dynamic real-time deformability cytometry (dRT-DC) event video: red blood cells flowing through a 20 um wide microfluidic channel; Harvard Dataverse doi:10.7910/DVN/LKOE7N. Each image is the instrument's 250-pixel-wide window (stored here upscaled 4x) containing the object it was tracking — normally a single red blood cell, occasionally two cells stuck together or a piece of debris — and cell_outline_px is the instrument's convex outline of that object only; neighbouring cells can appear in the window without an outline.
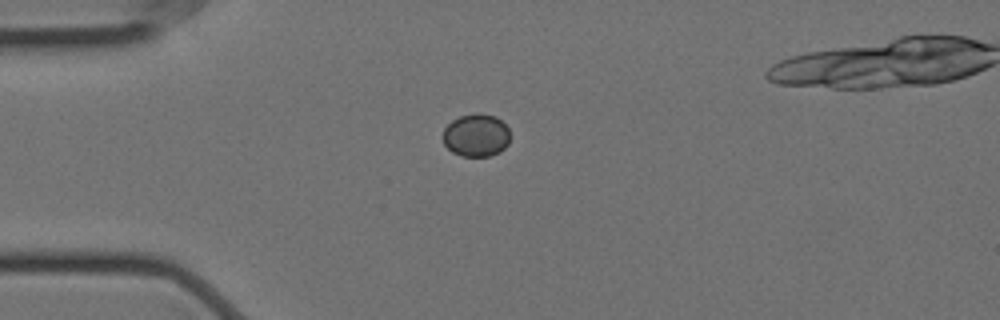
{"species": "Egyptian fruit bat (a non-hibernating species)", "species_latin": "Rousettus aegyptiacus", "temperature_condition": "cold", "stored_images_in_passage": 40, "camera_frame_rate_fps": 3000, "um_per_image_px": 0.085, "animal": {"sex": "female"}, "frame": {"image": 1, "passage_image": 1, "time_ms": 0.0, "image_size_px": [1000, 320], "cell_outline_px": [[508, 144], [500, 152], [488, 156], [460, 156], [452, 152], [444, 144], [444, 128], [452, 120], [460, 116], [476, 112], [480, 112], [496, 116], [508, 128]], "centroid_in_image_um": [40.47, 11.49], "position_along_channel_um": 44.5, "area_um2": 16.76}}
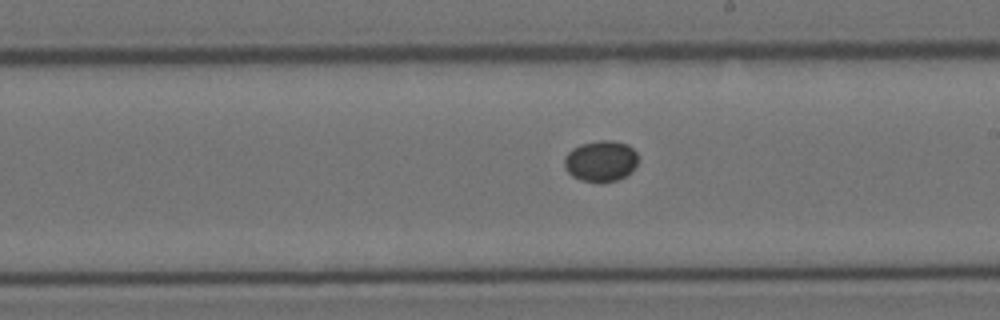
{"frame": {"image": 2, "passage_image": 19, "time_ms": 6.0, "image_size_px": [1000, 320], "cell_outline_px": [[636, 164], [632, 172], [616, 180], [580, 180], [572, 176], [564, 168], [564, 156], [572, 148], [580, 144], [600, 140], [612, 140], [628, 144], [636, 152]], "centroid_in_image_um": [51.04, 13.65], "position_along_channel_um": 238.0, "area_um2": 17.4}}
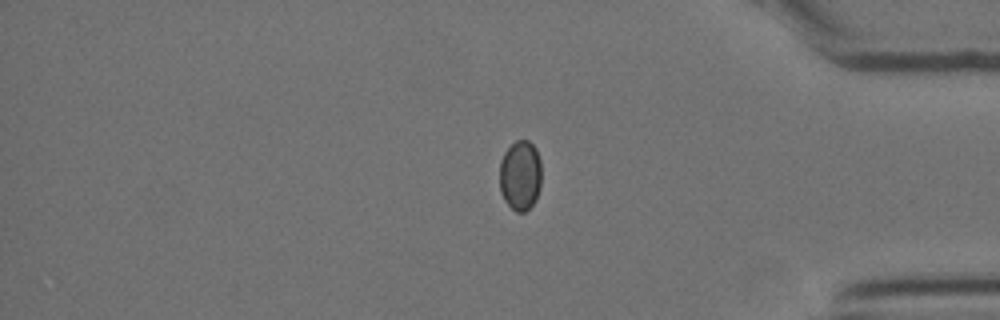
{"frame": {"image": 3, "passage_image": 34, "time_ms": 11.0, "image_size_px": [1000, 320], "cell_outline_px": [[540, 188], [536, 200], [524, 212], [516, 212], [504, 200], [500, 192], [500, 160], [504, 152], [516, 140], [528, 140], [536, 148], [540, 160]], "centroid_in_image_um": [44.22, 14.9], "position_along_channel_um": 391.0, "area_um2": 17.17}}